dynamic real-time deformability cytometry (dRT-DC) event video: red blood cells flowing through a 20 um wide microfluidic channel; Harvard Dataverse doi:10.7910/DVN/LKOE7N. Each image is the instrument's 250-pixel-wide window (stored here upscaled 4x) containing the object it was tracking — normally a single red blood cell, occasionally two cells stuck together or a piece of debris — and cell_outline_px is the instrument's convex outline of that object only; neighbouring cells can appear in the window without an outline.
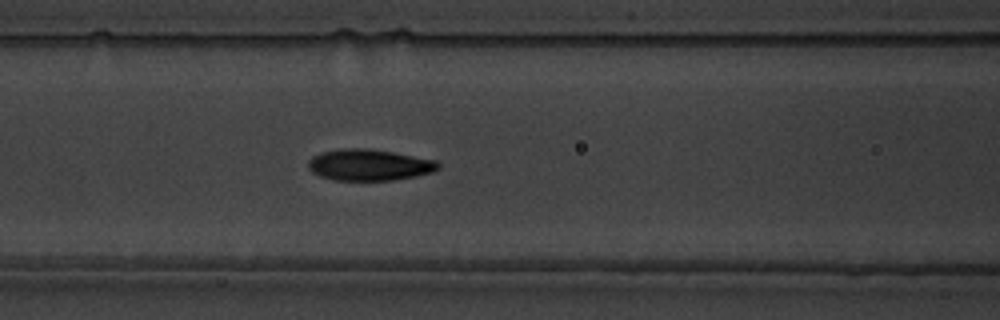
{"species": "common noctule bat (a hibernating species)", "species_latin": "Nyctalus noctula", "temperature_condition": "warm", "stored_images_in_passage": 54, "camera_frame_rate_fps": 3000, "um_per_image_px": 0.085, "animal": {"sex": "male", "body_mass_g": 19.5, "forearm_length_mm": 54.6}, "frame": {"image": 1, "passage_image": 26, "time_ms": 8.333, "image_size_px": [1000, 320], "cell_outline_px": [[440, 168], [432, 172], [416, 176], [392, 180], [332, 180], [320, 176], [312, 172], [308, 168], [308, 160], [312, 156], [320, 152], [344, 148], [368, 148], [392, 152], [436, 160], [440, 164]], "centroid_in_image_um": [31.36, 14.01], "position_along_channel_um": 135.2, "area_um2": 23.81}}
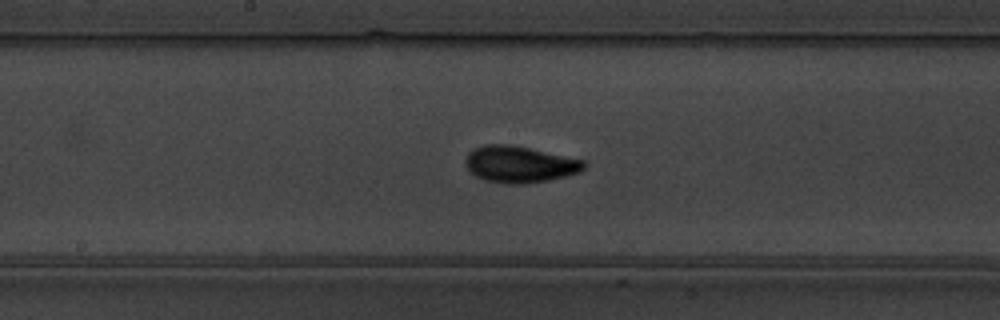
{"frame": {"image": 2, "passage_image": 32, "time_ms": 10.333, "image_size_px": [1000, 320], "cell_outline_px": [[588, 164], [580, 172], [548, 180], [524, 184], [504, 184], [484, 180], [468, 172], [464, 164], [464, 160], [468, 152], [472, 148], [484, 144], [508, 144], [528, 148], [584, 160]], "centroid_in_image_um": [44.1, 13.97], "position_along_channel_um": 204.1, "area_um2": 25.49}}
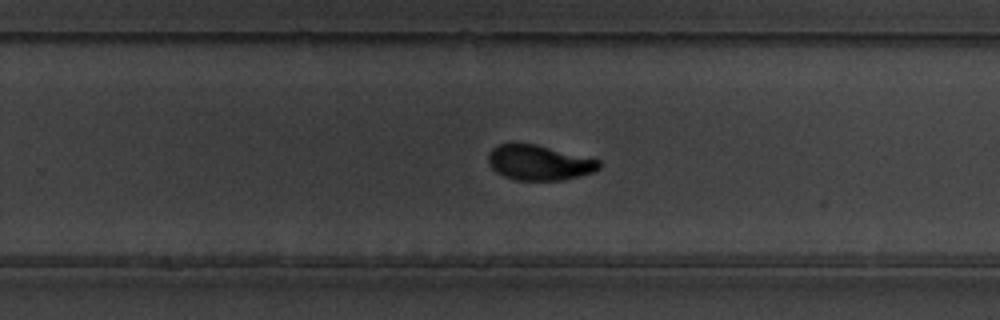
{"frame": {"image": 3, "passage_image": 39, "time_ms": 12.667, "image_size_px": [1000, 320], "cell_outline_px": [[600, 168], [596, 172], [580, 176], [560, 180], [516, 180], [504, 176], [496, 172], [488, 164], [488, 152], [496, 144], [512, 140], [516, 140], [536, 144], [600, 160]], "centroid_in_image_um": [45.76, 13.78], "position_along_channel_um": 284.0, "area_um2": 23.35}}